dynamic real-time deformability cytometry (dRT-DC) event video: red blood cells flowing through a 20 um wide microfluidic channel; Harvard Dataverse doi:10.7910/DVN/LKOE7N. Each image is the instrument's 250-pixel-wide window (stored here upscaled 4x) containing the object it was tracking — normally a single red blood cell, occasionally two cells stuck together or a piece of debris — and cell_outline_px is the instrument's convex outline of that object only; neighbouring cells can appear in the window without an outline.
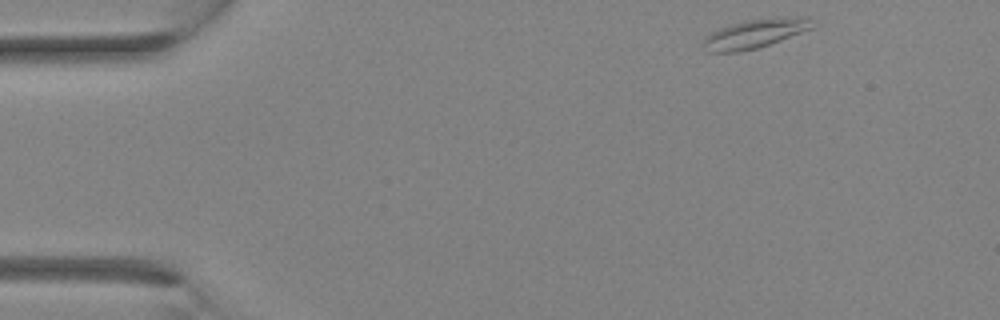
{"species": "Egyptian fruit bat (a non-hibernating species)", "species_latin": "Rousettus aegyptiacus", "temperature_condition": "room temperature", "stored_images_in_passage": 11, "camera_frame_rate_fps": 3000, "um_per_image_px": 0.085, "animal": {"sex": "female"}, "frame": {"image": 1, "passage_image": 1, "time_ms": 0.0, "image_size_px": [1000, 320], "cell_outline_px": [[812, 28], [780, 40], [756, 48], [740, 52], [708, 52], [704, 44], [704, 40], [712, 32], [720, 28], [744, 20], [804, 16], [808, 16]], "centroid_in_image_um": [64.15, 2.86], "position_along_channel_um": 20.8, "area_um2": 17.8}}
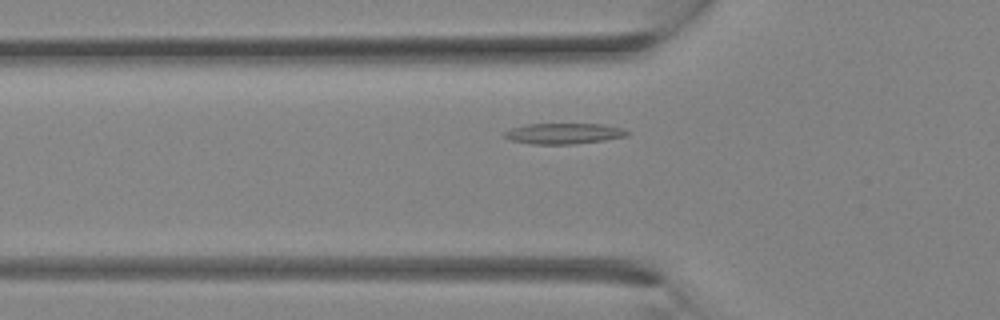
{"frame": {"image": 2, "passage_image": 8, "time_ms": 2.333, "image_size_px": [1000, 320], "cell_outline_px": [[632, 132], [628, 136], [604, 140], [572, 144], [532, 144], [512, 140], [504, 136], [504, 132], [512, 128], [528, 124], [600, 124], [620, 128]], "centroid_in_image_um": [47.95, 11.35], "position_along_channel_um": 77.8, "area_um2": 14.68}}
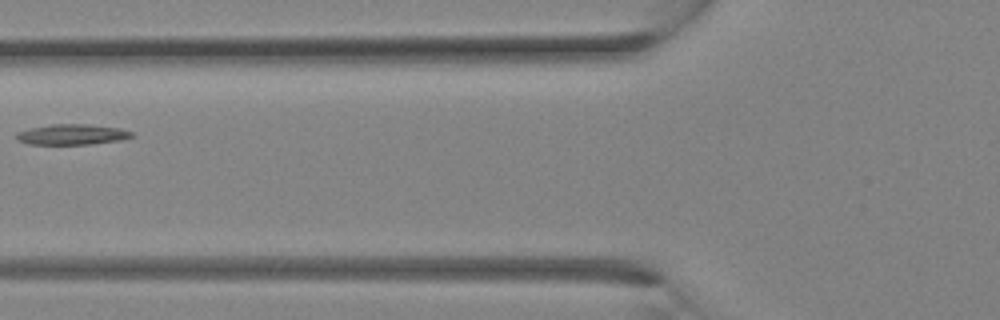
{"frame": {"image": 3, "passage_image": 10, "time_ms": 3.0, "image_size_px": [1000, 320], "cell_outline_px": [[136, 136], [120, 140], [88, 144], [28, 144], [16, 140], [16, 132], [32, 128], [52, 124], [88, 124], [120, 128], [132, 132]], "centroid_in_image_um": [6.13, 11.43], "position_along_channel_um": 119.7, "area_um2": 13.76}}